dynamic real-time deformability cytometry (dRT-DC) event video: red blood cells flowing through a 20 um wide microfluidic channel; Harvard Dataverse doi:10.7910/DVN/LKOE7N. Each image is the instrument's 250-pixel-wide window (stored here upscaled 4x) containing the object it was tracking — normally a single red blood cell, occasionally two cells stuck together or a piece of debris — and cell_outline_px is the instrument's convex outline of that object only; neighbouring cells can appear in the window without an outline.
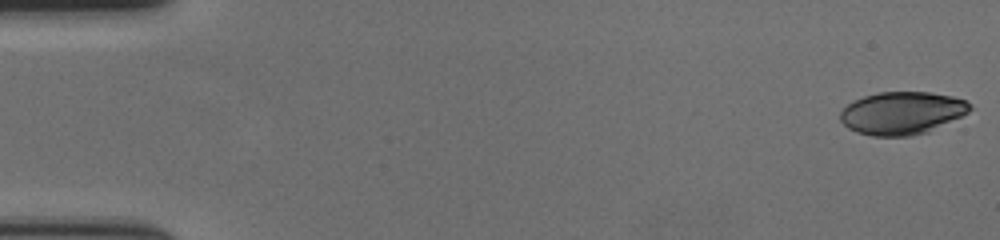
{"species": "human", "species_latin": "Homo sapiens", "temperature_condition": "cold", "stored_images_in_passage": 59, "camera_frame_rate_fps": 3000, "um_per_image_px": 0.085, "donor": {"sex": "female"}, "frame": {"image": 1, "passage_image": 1, "time_ms": 0.0, "image_size_px": [1000, 240], "cell_outline_px": [[972, 108], [968, 112], [928, 132], [912, 136], [872, 136], [856, 132], [848, 128], [840, 120], [840, 112], [852, 100], [876, 92], [932, 92], [952, 96], [964, 100]], "centroid_in_image_um": [76.63, 9.61], "position_along_channel_um": 8.4, "area_um2": 32.25}}
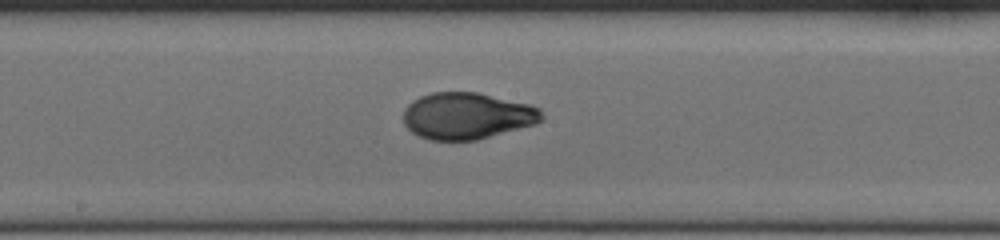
{"frame": {"image": 2, "passage_image": 32, "time_ms": 10.333, "image_size_px": [1000, 240], "cell_outline_px": [[544, 120], [536, 124], [476, 140], [428, 140], [416, 136], [404, 124], [404, 108], [412, 100], [420, 96], [432, 92], [476, 92], [528, 104], [540, 108], [544, 116]], "centroid_in_image_um": [39.68, 9.85], "position_along_channel_um": 208.5, "area_um2": 37.74}}
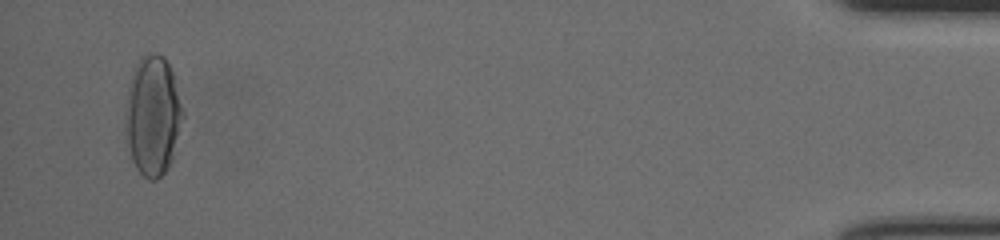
{"frame": {"image": 3, "passage_image": 57, "time_ms": 18.667, "image_size_px": [1000, 240], "cell_outline_px": [[184, 116], [172, 156], [164, 172], [156, 180], [148, 180], [136, 168], [132, 160], [128, 148], [124, 128], [124, 120], [128, 88], [132, 76], [140, 56], [144, 52], [156, 52], [164, 56], [172, 72], [184, 112]], "centroid_in_image_um": [12.96, 9.8], "position_along_channel_um": 422.2, "area_um2": 40.06}, "authors_computed_cell_mechanics": {"area_um2": 36.992, "velocity_mm_per_s": 3.5389, "shape_relaxation_time_tau1_ms": 5.1715, "shape_relaxation_time_tau2_ms": 1.0162, "deformation_change_tau1": 0.2086, "deformation_change_tau2": 0.0519}}